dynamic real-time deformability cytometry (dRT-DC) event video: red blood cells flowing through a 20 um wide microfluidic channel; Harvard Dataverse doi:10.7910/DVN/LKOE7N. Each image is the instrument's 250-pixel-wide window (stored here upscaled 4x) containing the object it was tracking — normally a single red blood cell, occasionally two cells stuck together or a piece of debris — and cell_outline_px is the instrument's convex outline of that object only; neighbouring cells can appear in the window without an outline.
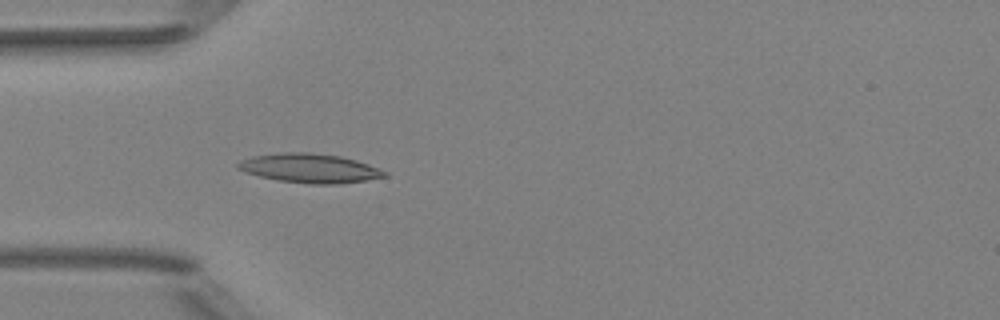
{"species": "Egyptian fruit bat (a non-hibernating species)", "species_latin": "Rousettus aegyptiacus", "temperature_condition": "room temperature", "stored_images_in_passage": 22, "camera_frame_rate_fps": 3000, "um_per_image_px": 0.085, "animal": {"sex": "female"}, "frame": {"image": 1, "passage_image": 1, "time_ms": 0.0, "image_size_px": [1000, 320], "cell_outline_px": [[388, 176], [364, 180], [336, 184], [312, 184], [276, 180], [244, 172], [236, 168], [236, 164], [240, 160], [252, 156], [284, 152], [312, 152], [340, 156], [356, 160], [368, 164], [388, 172]], "centroid_in_image_um": [26.3, 14.29], "position_along_channel_um": 58.7, "area_um2": 24.97}}
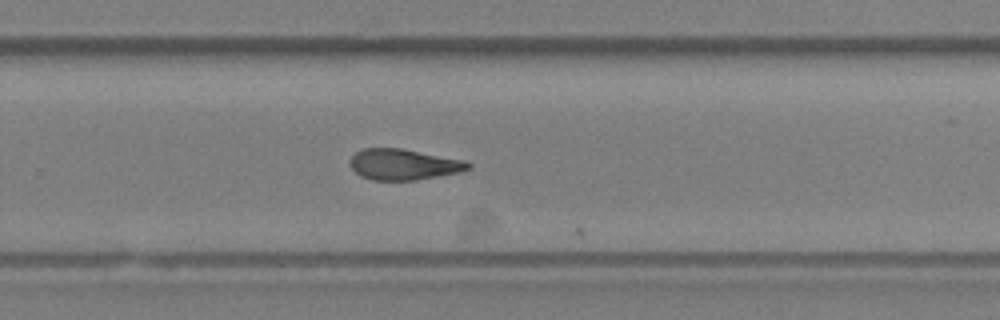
{"frame": {"image": 2, "passage_image": 19, "time_ms": 6.0, "image_size_px": [1000, 320], "cell_outline_px": [[472, 168], [460, 172], [416, 180], [372, 180], [360, 176], [352, 168], [348, 160], [356, 152], [364, 148], [400, 148], [464, 160], [472, 164]], "centroid_in_image_um": [34.3, 13.98], "position_along_channel_um": 295.5, "area_um2": 21.27}}